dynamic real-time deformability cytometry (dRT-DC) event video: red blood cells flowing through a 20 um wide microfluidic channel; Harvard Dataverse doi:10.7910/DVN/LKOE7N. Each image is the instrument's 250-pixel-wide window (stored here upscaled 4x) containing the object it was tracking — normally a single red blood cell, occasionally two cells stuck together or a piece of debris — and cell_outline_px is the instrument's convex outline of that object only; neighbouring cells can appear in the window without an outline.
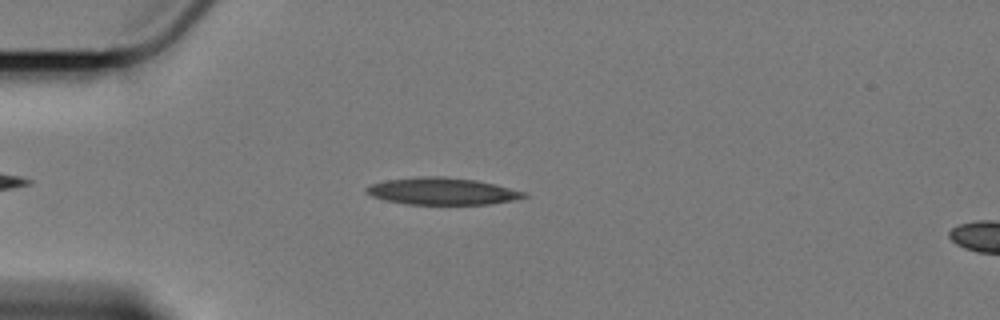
{"species": "Egyptian fruit bat (a non-hibernating species)", "species_latin": "Rousettus aegyptiacus", "temperature_condition": "cold", "stored_images_in_passage": 45, "camera_frame_rate_fps": 3000, "um_per_image_px": 0.085, "animal": {"sex": "female"}, "frame": {"image": 1, "passage_image": 10, "time_ms": 3.0, "image_size_px": [1000, 320], "cell_outline_px": [[528, 196], [512, 200], [488, 204], [404, 204], [384, 200], [372, 196], [364, 192], [364, 188], [368, 184], [388, 180], [416, 176], [444, 176], [476, 180], [528, 192]], "centroid_in_image_um": [37.53, 16.25], "position_along_channel_um": 47.5, "area_um2": 24.97}}
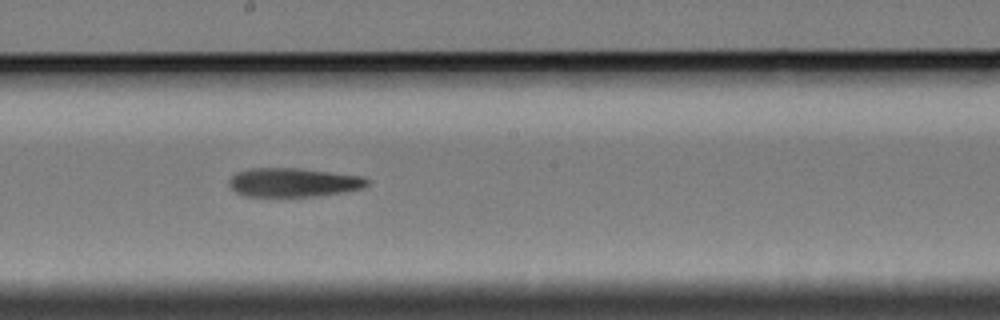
{"frame": {"image": 2, "passage_image": 27, "time_ms": 8.667, "image_size_px": [1000, 320], "cell_outline_px": [[372, 180], [364, 188], [344, 192], [316, 196], [244, 196], [236, 192], [228, 184], [228, 180], [236, 172], [252, 168], [300, 168], [364, 176]], "centroid_in_image_um": [24.98, 15.5], "position_along_channel_um": 223.2, "area_um2": 23.47}}
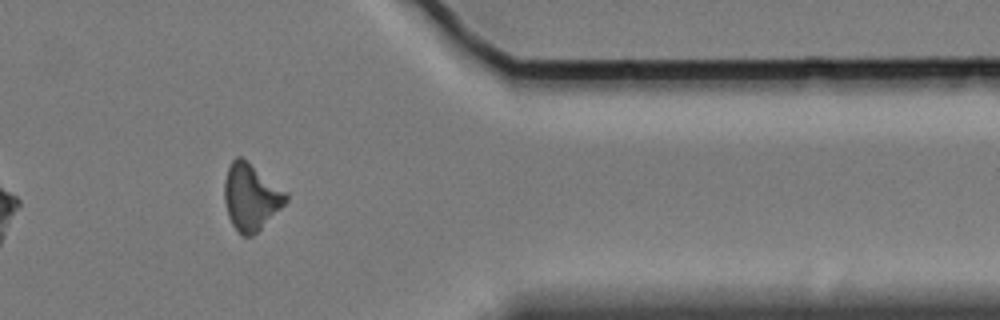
{"frame": {"image": 3, "passage_image": 43, "time_ms": 14.0, "image_size_px": [1000, 320], "cell_outline_px": [[288, 200], [252, 236], [240, 236], [232, 224], [228, 216], [224, 200], [224, 180], [228, 168], [232, 160], [236, 156], [240, 156], [288, 192]], "centroid_in_image_um": [21.31, 16.74], "position_along_channel_um": 390.1, "area_um2": 23.64}, "authors_computed_cell_mechanics": {"area_um2": 24.1026, "velocity_mm_per_s": 3.4119, "shape_relaxation_time_tau1_ms": null, "shape_relaxation_time_tau2_ms": 9.8676, "deformation_change_tau1": null, "deformation_change_tau2": 0.2428}}